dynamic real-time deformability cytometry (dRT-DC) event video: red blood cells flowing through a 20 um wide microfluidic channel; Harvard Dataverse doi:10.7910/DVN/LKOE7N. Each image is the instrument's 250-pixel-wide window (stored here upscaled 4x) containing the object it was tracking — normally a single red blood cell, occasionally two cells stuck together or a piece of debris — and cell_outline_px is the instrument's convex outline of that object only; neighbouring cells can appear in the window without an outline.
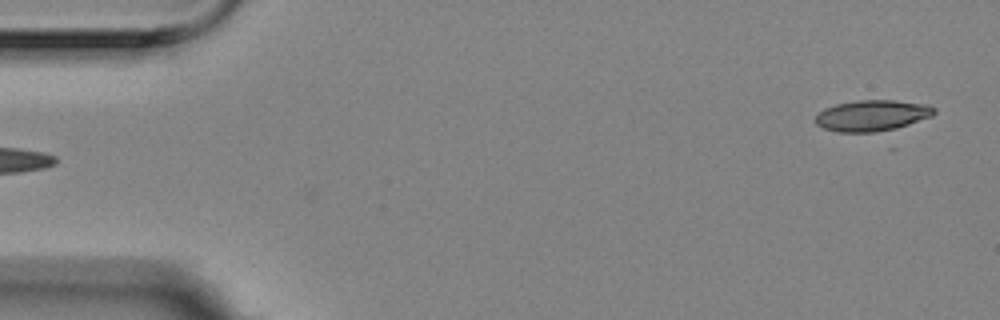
{"species": "Egyptian fruit bat (a non-hibernating species)", "species_latin": "Rousettus aegyptiacus", "temperature_condition": "room temperature", "stored_images_in_passage": 2, "segment_of_instrument_passage": [2, 2], "camera_frame_rate_fps": 3000, "um_per_image_px": 0.085, "animal": {"sex": "female"}, "frame": {"image": 1, "passage_image": 2, "time_ms": 0.333, "image_size_px": [1000, 320], "cell_outline_px": [[936, 112], [932, 116], [888, 132], [836, 132], [824, 128], [816, 124], [816, 116], [824, 108], [836, 104], [856, 100], [892, 100], [928, 104], [936, 108]], "centroid_in_image_um": [74.17, 9.83], "position_along_channel_um": 10.8, "area_um2": 21.79}}